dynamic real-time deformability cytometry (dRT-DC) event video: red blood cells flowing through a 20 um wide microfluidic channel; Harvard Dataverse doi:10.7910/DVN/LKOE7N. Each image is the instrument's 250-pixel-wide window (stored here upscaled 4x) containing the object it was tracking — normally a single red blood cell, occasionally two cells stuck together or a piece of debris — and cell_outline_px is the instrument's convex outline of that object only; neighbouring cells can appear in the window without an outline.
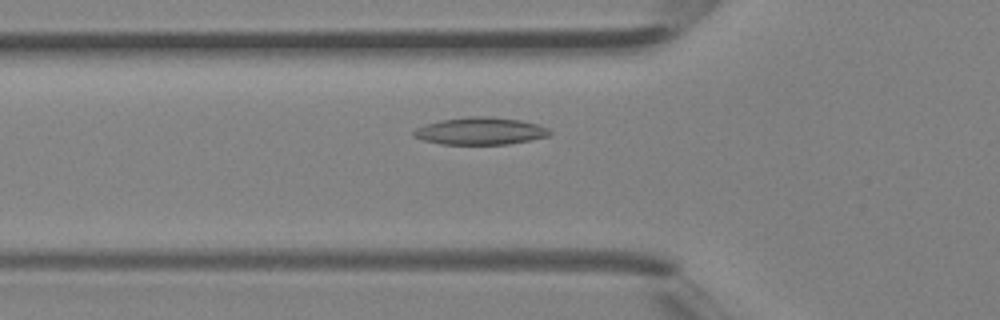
{"species": "Egyptian fruit bat (a non-hibernating species)", "species_latin": "Rousettus aegyptiacus", "temperature_condition": "room temperature", "stored_images_in_passage": 39, "camera_frame_rate_fps": 3000, "um_per_image_px": 0.085, "animal": {"sex": "female"}, "frame": {"image": 1, "passage_image": 13, "time_ms": 4.0, "image_size_px": [1000, 320], "cell_outline_px": [[552, 132], [548, 136], [508, 144], [440, 144], [424, 140], [412, 136], [412, 132], [416, 128], [440, 120], [468, 116], [488, 116], [520, 120], [536, 124], [548, 128]], "centroid_in_image_um": [40.81, 11.13], "position_along_channel_um": 85.0, "area_um2": 21.5}}
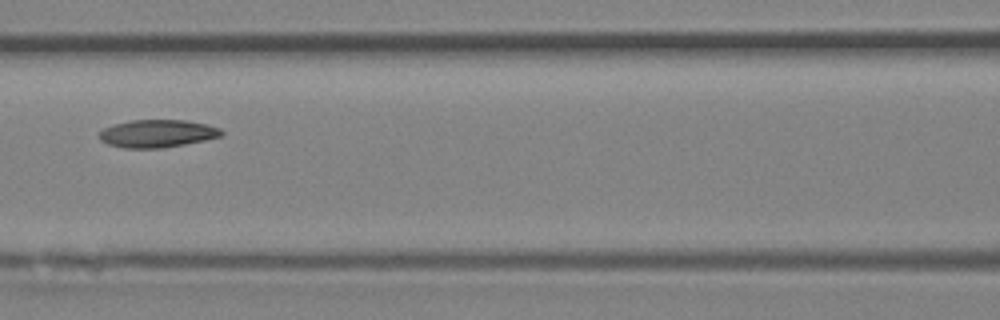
{"frame": {"image": 2, "passage_image": 17, "time_ms": 5.333, "image_size_px": [1000, 320], "cell_outline_px": [[224, 132], [220, 136], [204, 140], [184, 144], [160, 148], [124, 148], [108, 144], [100, 140], [100, 132], [104, 128], [116, 124], [132, 120], [188, 120], [208, 124], [220, 128]], "centroid_in_image_um": [13.39, 11.34], "position_along_channel_um": 153.2, "area_um2": 19.59}}
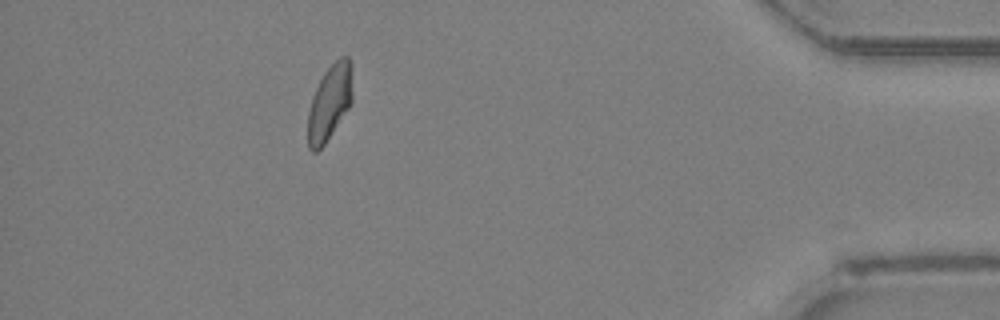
{"frame": {"image": 3, "passage_image": 35, "time_ms": 11.333, "image_size_px": [1000, 320], "cell_outline_px": [[352, 104], [324, 144], [316, 152], [312, 152], [308, 148], [308, 112], [312, 96], [324, 72], [340, 56], [348, 56], [352, 64]], "centroid_in_image_um": [28.03, 8.69], "position_along_channel_um": 407.2, "area_um2": 19.71}}